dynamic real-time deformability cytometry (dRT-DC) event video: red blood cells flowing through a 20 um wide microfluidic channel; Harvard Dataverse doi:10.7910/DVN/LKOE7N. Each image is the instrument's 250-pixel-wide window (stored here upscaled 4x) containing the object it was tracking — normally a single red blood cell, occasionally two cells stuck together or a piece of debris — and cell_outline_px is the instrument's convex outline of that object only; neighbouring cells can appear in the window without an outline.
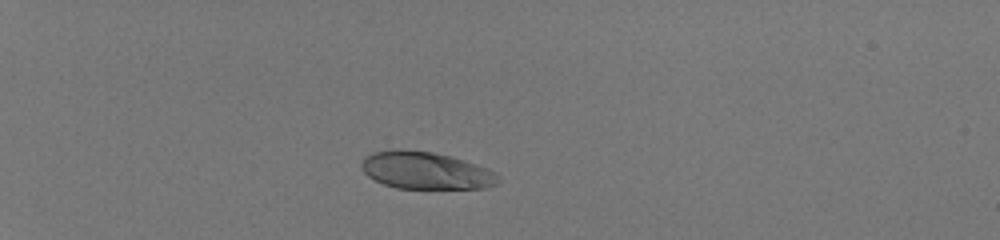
{"species": "human", "species_latin": "Homo sapiens", "temperature_condition": "room temperature", "stored_images_in_passage": 37, "camera_frame_rate_fps": 3000, "um_per_image_px": 0.085, "donor": {"sex": "male"}, "frame": {"image": 1, "passage_image": 1, "time_ms": 0.0, "image_size_px": [1000, 240], "cell_outline_px": [[500, 180], [496, 184], [484, 188], [396, 188], [384, 184], [368, 176], [364, 172], [364, 160], [372, 152], [392, 148], [432, 152], [452, 156], [488, 168], [496, 172], [500, 176]], "centroid_in_image_um": [36.25, 14.48], "position_along_channel_um": 48.8, "area_um2": 29.59}}
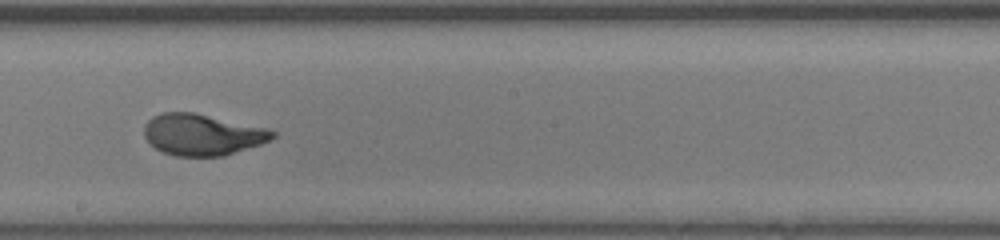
{"frame": {"image": 2, "passage_image": 19, "time_ms": 6.0, "image_size_px": [1000, 240], "cell_outline_px": [[276, 136], [272, 140], [224, 156], [176, 156], [164, 152], [156, 148], [144, 136], [144, 124], [152, 116], [160, 112], [196, 112], [268, 128], [276, 132]], "centroid_in_image_um": [17.21, 11.42], "position_along_channel_um": 231.0, "area_um2": 31.15}}
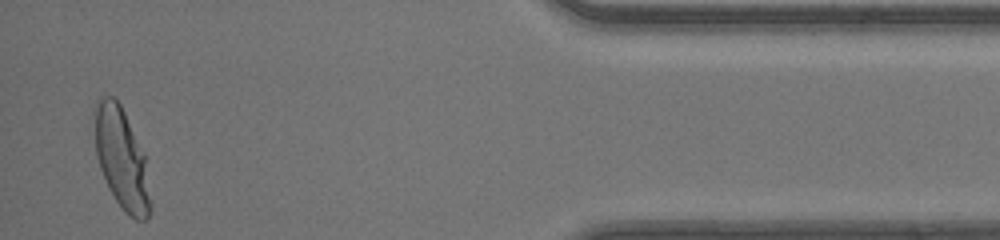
{"frame": {"image": 3, "passage_image": 36, "time_ms": 11.667, "image_size_px": [1000, 240], "cell_outline_px": [[152, 208], [148, 216], [144, 220], [136, 220], [128, 216], [124, 212], [108, 188], [100, 168], [96, 156], [92, 112], [92, 108], [96, 100], [100, 96], [112, 96], [120, 104], [144, 152], [152, 204]], "centroid_in_image_um": [10.31, 13.46], "position_along_channel_um": 424.9, "area_um2": 33.47}, "authors_computed_cell_mechanics": {"area_um2": 31.0386, "velocity_mm_per_s": 4.1838, "shape_relaxation_time_tau1_ms": 2.9825, "shape_relaxation_time_tau2_ms": null, "deformation_change_tau1": 0.2058, "deformation_change_tau2": null}}